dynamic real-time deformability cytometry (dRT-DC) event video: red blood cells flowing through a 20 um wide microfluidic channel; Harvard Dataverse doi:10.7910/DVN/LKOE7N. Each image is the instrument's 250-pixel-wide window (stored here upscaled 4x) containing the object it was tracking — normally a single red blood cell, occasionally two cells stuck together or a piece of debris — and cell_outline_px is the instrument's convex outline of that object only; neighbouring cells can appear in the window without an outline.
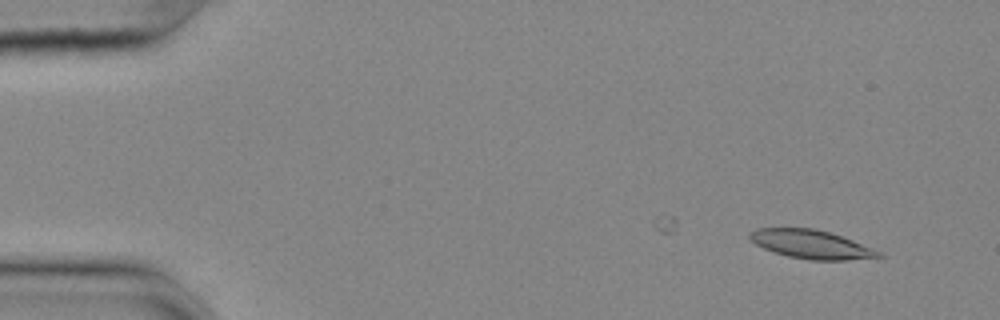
{"species": "common noctule bat (a hibernating species)", "species_latin": "Nyctalus noctula", "temperature_condition": "cold", "stored_images_in_passage": 45, "camera_frame_rate_fps": 3000, "um_per_image_px": 0.085, "animal": {"sex": "female", "body_mass_g": 25.1}, "frame": {"image": 1, "passage_image": 5, "time_ms": 1.333, "image_size_px": [1000, 320], "cell_outline_px": [[884, 256], [848, 260], [812, 260], [788, 256], [764, 248], [756, 244], [748, 236], [748, 232], [756, 228], [812, 228], [828, 232], [852, 240], [872, 248], [880, 252]], "centroid_in_image_um": [68.92, 20.76], "position_along_channel_um": 16.1, "area_um2": 21.15}}
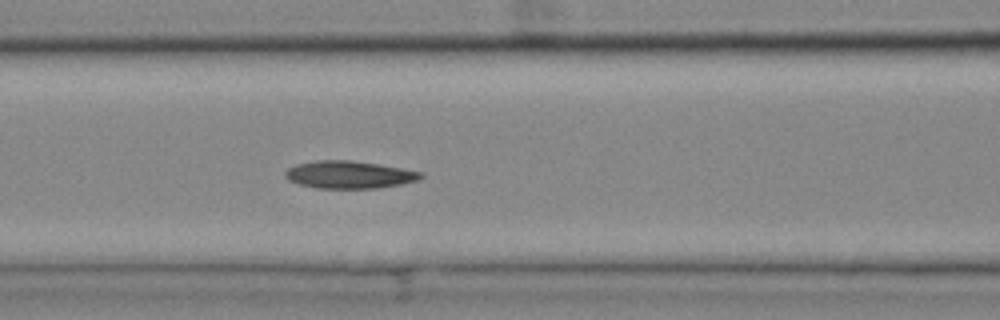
{"frame": {"image": 2, "passage_image": 24, "time_ms": 7.667, "image_size_px": [1000, 320], "cell_outline_px": [[424, 176], [420, 180], [380, 188], [316, 188], [300, 184], [288, 180], [284, 176], [284, 172], [288, 168], [296, 164], [316, 160], [352, 160], [424, 172]], "centroid_in_image_um": [29.68, 14.85], "position_along_channel_um": 136.9, "area_um2": 21.79}}
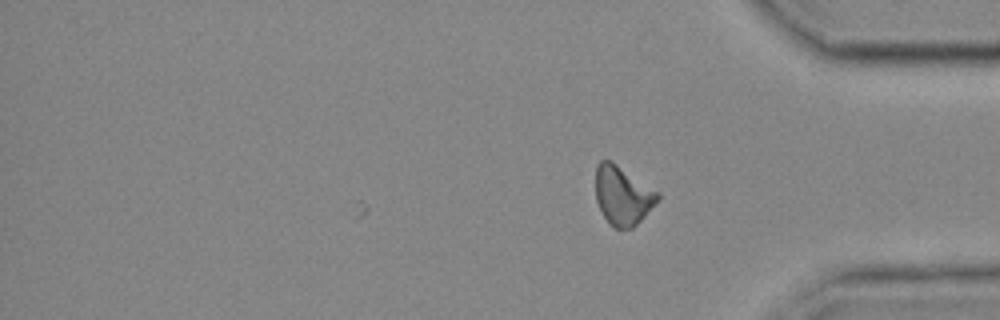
{"frame": {"image": 3, "passage_image": 45, "time_ms": 14.667, "image_size_px": [1000, 320], "cell_outline_px": [[660, 196], [644, 216], [632, 228], [616, 228], [604, 216], [596, 200], [596, 164], [600, 160], [612, 160], [660, 192]], "centroid_in_image_um": [52.92, 16.56], "position_along_channel_um": 382.3, "area_um2": 21.1}, "authors_computed_cell_mechanics": {"area_um2": 21.5594, "velocity_mm_per_s": 3.6262, "shape_relaxation_time_tau1_ms": null, "shape_relaxation_time_tau2_ms": 5.5514, "deformation_change_tau1": null, "deformation_change_tau2": 0.1445}}